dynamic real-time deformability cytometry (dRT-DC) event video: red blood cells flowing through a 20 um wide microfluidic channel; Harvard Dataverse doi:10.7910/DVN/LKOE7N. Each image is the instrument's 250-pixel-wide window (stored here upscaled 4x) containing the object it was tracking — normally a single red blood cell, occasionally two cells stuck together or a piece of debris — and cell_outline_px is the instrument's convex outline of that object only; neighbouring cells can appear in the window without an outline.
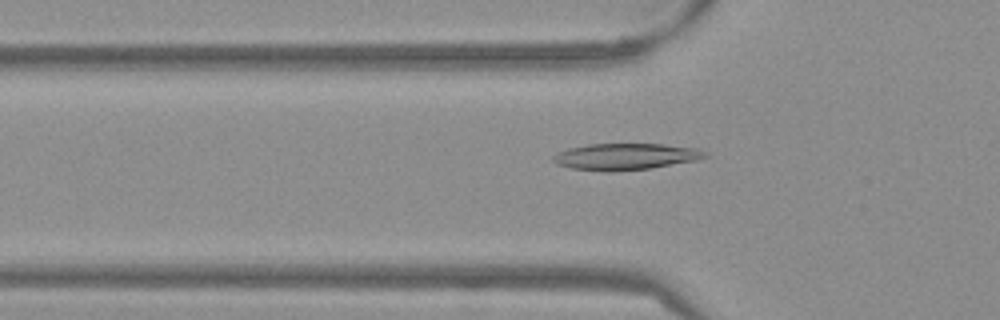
{"species": "Egyptian fruit bat (a non-hibernating species)", "species_latin": "Rousettus aegyptiacus", "temperature_condition": "warm", "stored_images_in_passage": 37, "camera_frame_rate_fps": 3000, "um_per_image_px": 0.085, "frame": {"image": 1, "passage_image": 2, "time_ms": 0.333, "image_size_px": [1000, 320], "cell_outline_px": [[708, 156], [696, 160], [652, 168], [608, 172], [572, 168], [556, 164], [552, 160], [552, 156], [556, 152], [568, 148], [588, 144], [664, 144], [700, 148], [708, 152]], "centroid_in_image_um": [53.18, 13.3], "position_along_channel_um": 72.6, "area_um2": 23.7}}
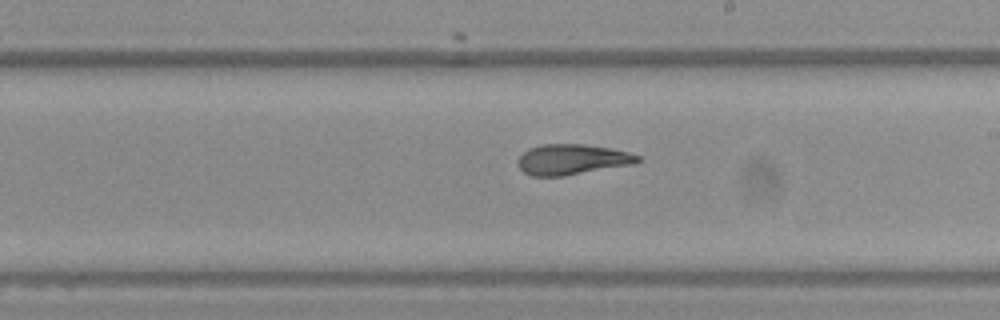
{"frame": {"image": 2, "passage_image": 15, "time_ms": 4.667, "image_size_px": [1000, 320], "cell_outline_px": [[640, 160], [636, 164], [564, 176], [532, 176], [524, 172], [516, 164], [516, 160], [528, 148], [544, 144], [584, 144], [608, 148], [628, 152], [640, 156]], "centroid_in_image_um": [48.61, 13.56], "position_along_channel_um": 240.4, "area_um2": 21.39}}
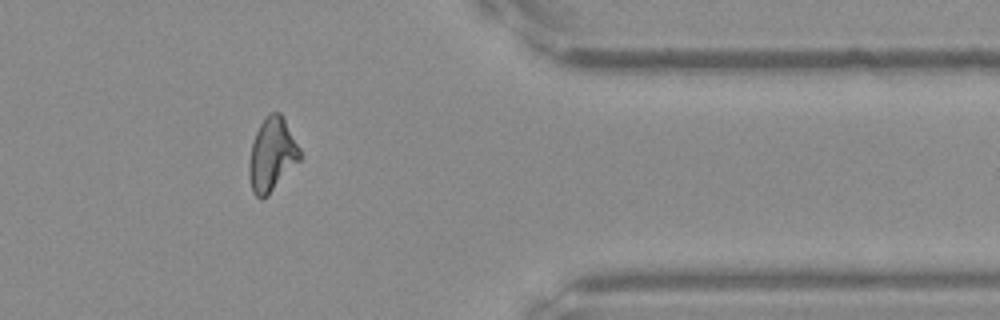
{"frame": {"image": 3, "passage_image": 28, "time_ms": 9.0, "image_size_px": [1000, 320], "cell_outline_px": [[300, 160], [268, 196], [260, 200], [252, 192], [248, 176], [248, 164], [252, 144], [256, 132], [260, 124], [268, 112], [280, 112], [300, 148]], "centroid_in_image_um": [23.09, 13.17], "position_along_channel_um": 388.3, "area_um2": 21.79}, "authors_computed_cell_mechanics": {"area_um2": 21.5594, "velocity_mm_per_s": 3.8408, "shape_relaxation_time_tau1_ms": 10.5815, "shape_relaxation_time_tau2_ms": 3.3234, "deformation_change_tau1": 0.2722, "deformation_change_tau2": 0.0908}}